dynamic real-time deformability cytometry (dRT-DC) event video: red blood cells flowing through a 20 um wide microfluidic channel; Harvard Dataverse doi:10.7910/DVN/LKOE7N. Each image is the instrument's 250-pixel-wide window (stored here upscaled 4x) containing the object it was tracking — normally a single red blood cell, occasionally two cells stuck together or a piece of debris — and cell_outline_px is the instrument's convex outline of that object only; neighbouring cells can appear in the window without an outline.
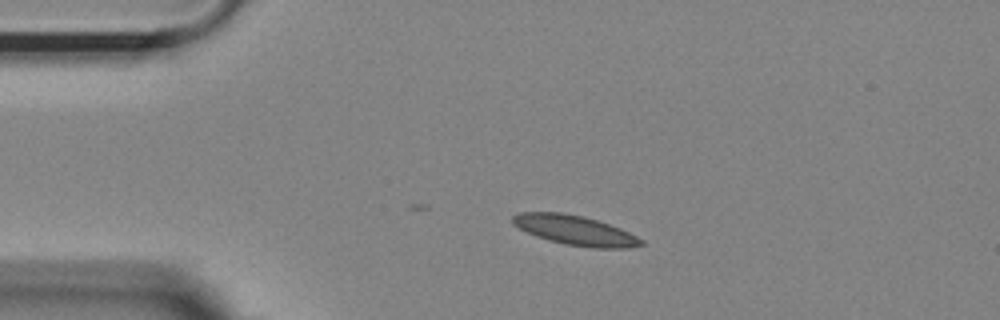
{"species": "Egyptian fruit bat (a non-hibernating species)", "species_latin": "Rousettus aegyptiacus", "temperature_condition": "room temperature", "stored_images_in_passage": 25, "camera_frame_rate_fps": 3000, "um_per_image_px": 0.085, "animal": {"sex": "female"}, "frame": {"image": 1, "passage_image": 1, "time_ms": 0.0, "image_size_px": [1000, 320], "cell_outline_px": [[644, 244], [628, 248], [592, 248], [564, 244], [548, 240], [536, 236], [512, 224], [512, 216], [520, 212], [564, 212], [584, 216], [620, 228], [644, 240]], "centroid_in_image_um": [48.88, 19.57], "position_along_channel_um": 36.1, "area_um2": 22.2}}
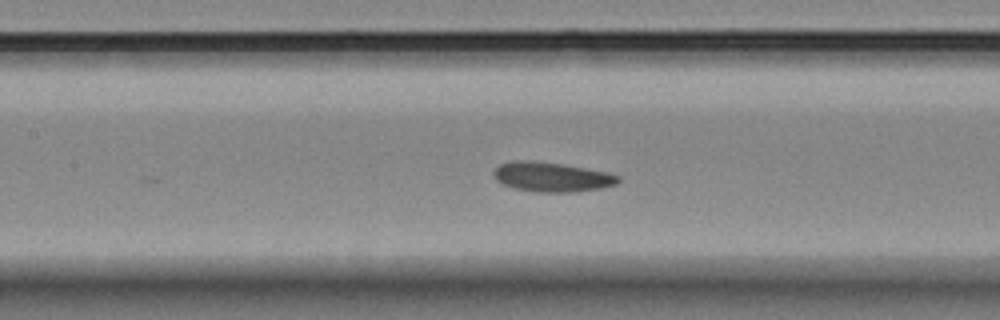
{"frame": {"image": 2, "passage_image": 14, "time_ms": 4.333, "image_size_px": [1000, 320], "cell_outline_px": [[620, 180], [616, 184], [600, 188], [572, 192], [536, 192], [516, 188], [504, 184], [496, 180], [492, 176], [492, 172], [500, 164], [512, 160], [532, 160], [564, 164], [604, 172], [620, 176]], "centroid_in_image_um": [46.85, 15.03], "position_along_channel_um": 160.5, "area_um2": 21.39}}
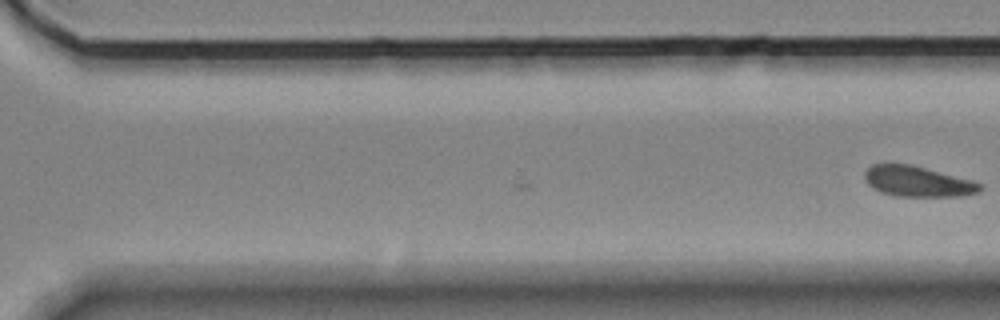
{"frame": {"image": 3, "passage_image": 25, "time_ms": 8.0, "image_size_px": [1000, 320], "cell_outline_px": [[984, 188], [980, 192], [964, 196], [896, 196], [880, 192], [872, 188], [864, 180], [864, 172], [872, 164], [912, 164], [972, 180], [984, 184]], "centroid_in_image_um": [78.03, 15.43], "position_along_channel_um": 292.6, "area_um2": 20.81}}